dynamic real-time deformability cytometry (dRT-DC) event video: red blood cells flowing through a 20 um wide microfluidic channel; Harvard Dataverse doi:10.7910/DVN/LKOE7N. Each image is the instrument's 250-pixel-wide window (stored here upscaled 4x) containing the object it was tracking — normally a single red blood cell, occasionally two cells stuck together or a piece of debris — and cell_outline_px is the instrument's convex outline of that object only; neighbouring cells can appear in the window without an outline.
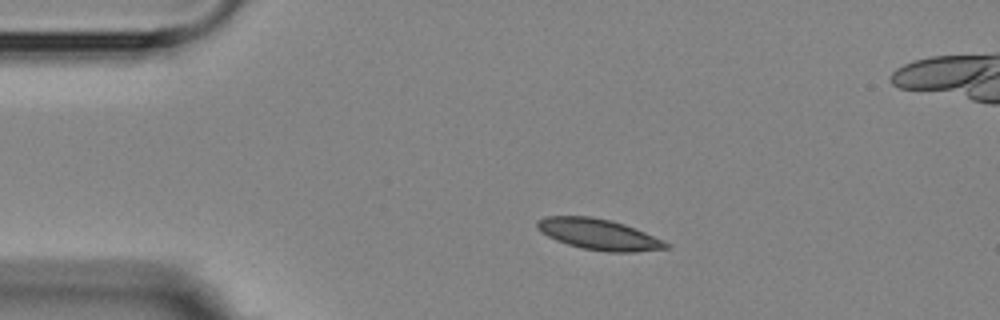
{"species": "Egyptian fruit bat (a non-hibernating species)", "species_latin": "Rousettus aegyptiacus", "temperature_condition": "room temperature", "stored_images_in_passage": 5, "camera_frame_rate_fps": 3000, "um_per_image_px": 0.085, "animal": {"sex": "female"}, "frame": {"image": 1, "passage_image": 3, "time_ms": 2.333, "image_size_px": [1000, 320], "cell_outline_px": [[672, 248], [636, 252], [608, 252], [580, 248], [556, 240], [540, 232], [536, 228], [536, 220], [544, 216], [592, 216], [612, 220], [636, 228], [664, 240]], "centroid_in_image_um": [50.89, 19.91], "position_along_channel_um": 34.1, "area_um2": 23.52}}